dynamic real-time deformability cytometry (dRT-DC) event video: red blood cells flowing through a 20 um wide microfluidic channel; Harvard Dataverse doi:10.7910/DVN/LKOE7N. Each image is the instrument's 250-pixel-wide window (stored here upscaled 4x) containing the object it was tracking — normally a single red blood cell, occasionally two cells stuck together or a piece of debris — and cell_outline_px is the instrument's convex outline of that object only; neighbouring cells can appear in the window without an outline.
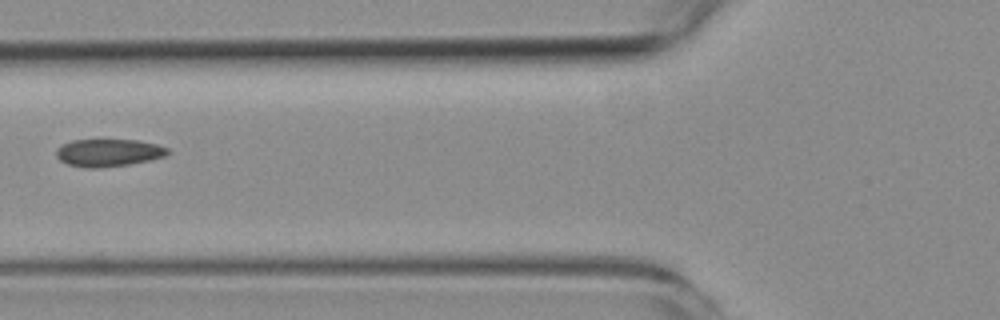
{"species": "common noctule bat (a hibernating species)", "species_latin": "Nyctalus noctula", "temperature_condition": "room temperature", "stored_images_in_passage": 3, "camera_frame_rate_fps": 3000, "um_per_image_px": 0.085, "animal": {"sex": "female", "body_mass_g": 19.3, "forearm_length_mm": 54.1}, "frame": {"image": 1, "passage_image": 3, "time_ms": 2.333, "image_size_px": [1000, 320], "cell_outline_px": [[172, 152], [164, 156], [148, 160], [128, 164], [96, 168], [88, 168], [68, 164], [60, 160], [56, 156], [56, 148], [72, 140], [136, 140], [156, 144], [168, 148]], "centroid_in_image_um": [9.22, 12.97], "position_along_channel_um": 116.6, "area_um2": 17.69}}